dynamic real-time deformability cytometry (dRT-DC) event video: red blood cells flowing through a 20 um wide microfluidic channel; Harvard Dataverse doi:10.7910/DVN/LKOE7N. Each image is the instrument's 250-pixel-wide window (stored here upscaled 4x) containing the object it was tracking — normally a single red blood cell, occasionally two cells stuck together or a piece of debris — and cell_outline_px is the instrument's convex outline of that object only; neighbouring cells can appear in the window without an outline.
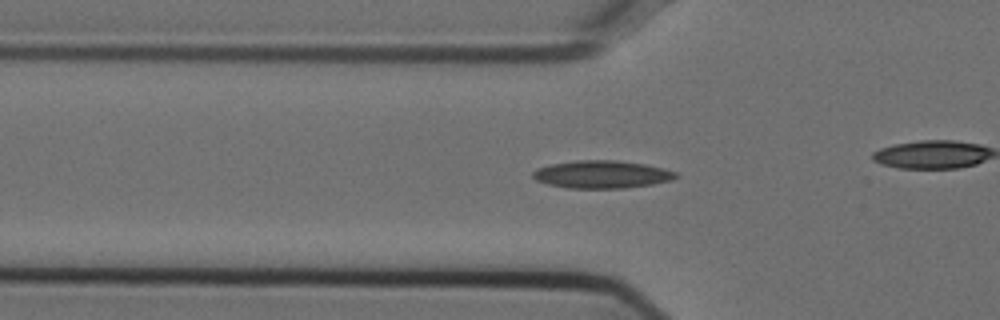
{"species": "Egyptian fruit bat (a non-hibernating species)", "species_latin": "Rousettus aegyptiacus", "temperature_condition": "cold", "stored_images_in_passage": 43, "camera_frame_rate_fps": 3000, "um_per_image_px": 0.085, "animal": {"sex": "female"}, "frame": {"image": 1, "passage_image": 18, "time_ms": 5.667, "image_size_px": [1000, 320], "cell_outline_px": [[680, 176], [672, 180], [652, 184], [624, 188], [568, 188], [548, 184], [536, 180], [532, 176], [532, 172], [536, 168], [552, 164], [576, 160], [616, 160], [644, 164], [664, 168], [676, 172]], "centroid_in_image_um": [51.16, 14.82], "position_along_channel_um": 74.6, "area_um2": 23.12}}
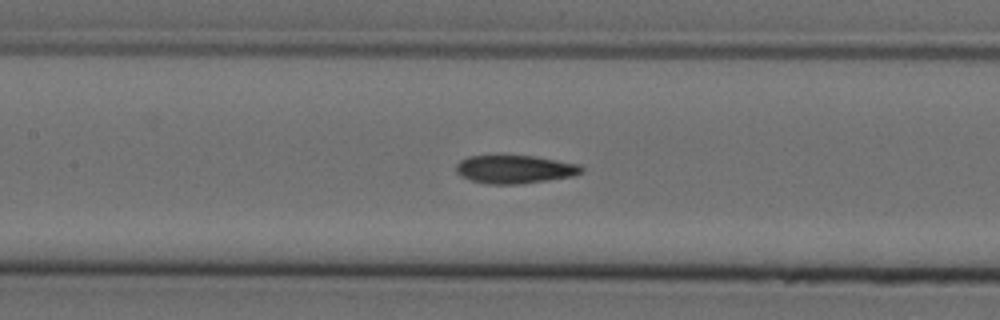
{"frame": {"image": 2, "passage_image": 25, "time_ms": 8.0, "image_size_px": [1000, 320], "cell_outline_px": [[584, 172], [572, 176], [516, 184], [488, 184], [472, 180], [460, 176], [456, 172], [456, 164], [460, 160], [468, 156], [536, 156], [580, 164], [584, 168]], "centroid_in_image_um": [43.76, 14.38], "position_along_channel_um": 163.6, "area_um2": 20.52}}
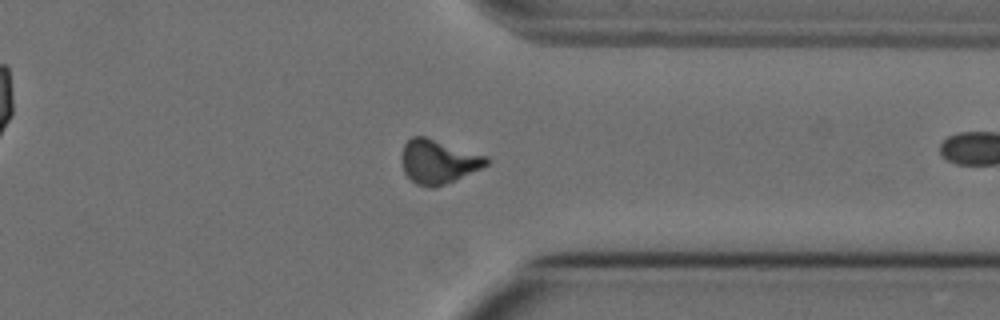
{"frame": {"image": 3, "passage_image": 42, "time_ms": 13.667, "image_size_px": [1000, 320], "cell_outline_px": [[488, 164], [456, 180], [436, 188], [432, 188], [416, 184], [404, 172], [400, 160], [400, 156], [404, 144], [412, 136], [424, 136], [488, 156]], "centroid_in_image_um": [37.22, 13.74], "position_along_channel_um": 374.2, "area_um2": 21.79}}